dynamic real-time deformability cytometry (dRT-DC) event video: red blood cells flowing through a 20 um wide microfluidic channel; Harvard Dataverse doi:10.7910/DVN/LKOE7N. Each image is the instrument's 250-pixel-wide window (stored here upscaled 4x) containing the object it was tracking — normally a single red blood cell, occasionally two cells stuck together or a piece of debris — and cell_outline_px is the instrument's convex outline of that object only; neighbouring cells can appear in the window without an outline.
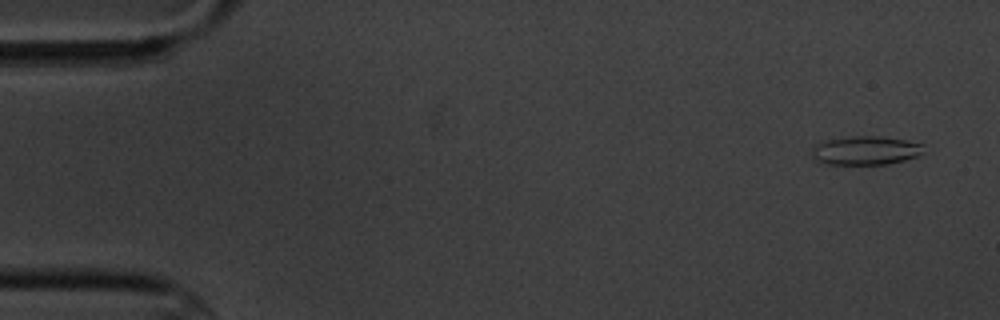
{"species": "common noctule bat (a hibernating species)", "species_latin": "Nyctalus noctula", "temperature_condition": "cold", "stored_images_in_passage": 6, "camera_frame_rate_fps": 3000, "um_per_image_px": 0.085, "animal": {"sex": "male", "body_mass_g": 20.1, "forearm_length_mm": 53.5}, "frame": {"image": 1, "passage_image": 1, "time_ms": 0.0, "image_size_px": [1000, 320], "cell_outline_px": [[924, 144], [920, 152], [916, 156], [904, 160], [888, 164], [828, 164], [816, 160], [812, 156], [812, 148], [816, 144], [824, 140], [852, 136], [880, 136], [904, 140]], "centroid_in_image_um": [73.53, 12.78], "position_along_channel_um": 11.5, "area_um2": 18.55}}